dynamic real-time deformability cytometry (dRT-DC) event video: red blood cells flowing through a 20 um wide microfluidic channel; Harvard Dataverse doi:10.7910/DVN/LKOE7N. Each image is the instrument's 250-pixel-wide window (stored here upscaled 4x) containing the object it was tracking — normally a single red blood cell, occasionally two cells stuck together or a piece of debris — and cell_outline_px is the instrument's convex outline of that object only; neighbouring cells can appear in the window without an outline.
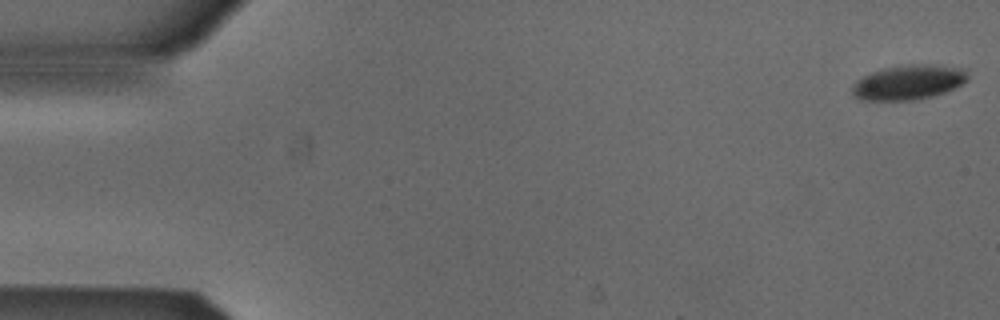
{"species": "Egyptian fruit bat (a non-hibernating species)", "species_latin": "Rousettus aegyptiacus", "temperature_condition": "cold", "stored_images_in_passage": 53, "camera_frame_rate_fps": 3000, "um_per_image_px": 0.085, "animal": {"sex": "male"}, "frame": {"image": 1, "passage_image": 1, "time_ms": 0.0, "image_size_px": [1000, 320], "cell_outline_px": [[968, 80], [956, 88], [932, 96], [916, 100], [860, 100], [852, 96], [852, 84], [856, 80], [872, 72], [884, 68], [912, 64], [932, 64], [960, 68], [968, 76]], "centroid_in_image_um": [77.19, 7.01], "position_along_channel_um": 7.8, "area_um2": 23.35}}
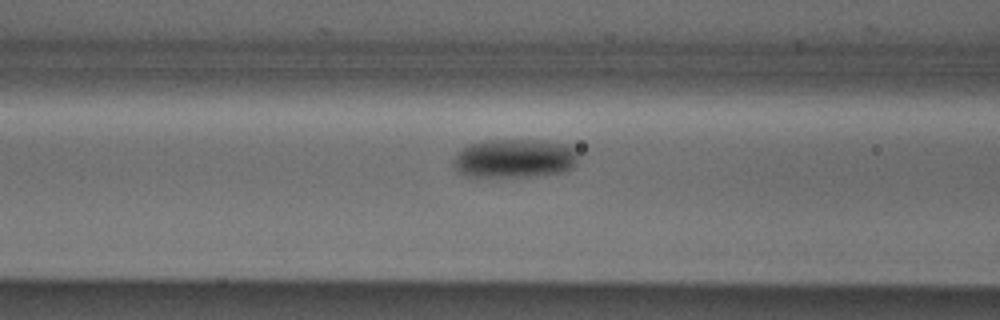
{"frame": {"image": 2, "passage_image": 21, "time_ms": 6.667, "image_size_px": [1000, 320], "cell_outline_px": [[576, 164], [572, 168], [556, 172], [524, 176], [468, 176], [460, 172], [452, 164], [452, 160], [456, 152], [468, 144], [492, 140], [548, 140], [568, 144], [576, 148]], "centroid_in_image_um": [43.72, 13.43], "position_along_channel_um": 122.9, "area_um2": 28.09}}
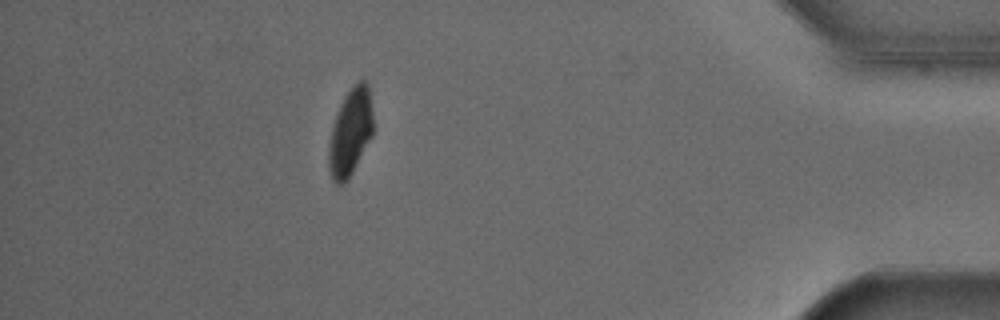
{"frame": {"image": 3, "passage_image": 47, "time_ms": 15.333, "image_size_px": [1000, 320], "cell_outline_px": [[372, 136], [348, 180], [340, 184], [336, 184], [332, 180], [328, 168], [328, 148], [332, 128], [340, 104], [344, 96], [352, 84], [360, 80], [364, 80], [368, 84], [372, 112]], "centroid_in_image_um": [29.77, 11.24], "position_along_channel_um": 405.4, "area_um2": 22.48}, "authors_computed_cell_mechanics": {"area_um2": 25.7788, "velocity_mm_per_s": 3.8595, "shape_relaxation_time_tau1_ms": 3.3179, "shape_relaxation_time_tau2_ms": null, "deformation_change_tau1": 0.1023, "deformation_change_tau2": null}}